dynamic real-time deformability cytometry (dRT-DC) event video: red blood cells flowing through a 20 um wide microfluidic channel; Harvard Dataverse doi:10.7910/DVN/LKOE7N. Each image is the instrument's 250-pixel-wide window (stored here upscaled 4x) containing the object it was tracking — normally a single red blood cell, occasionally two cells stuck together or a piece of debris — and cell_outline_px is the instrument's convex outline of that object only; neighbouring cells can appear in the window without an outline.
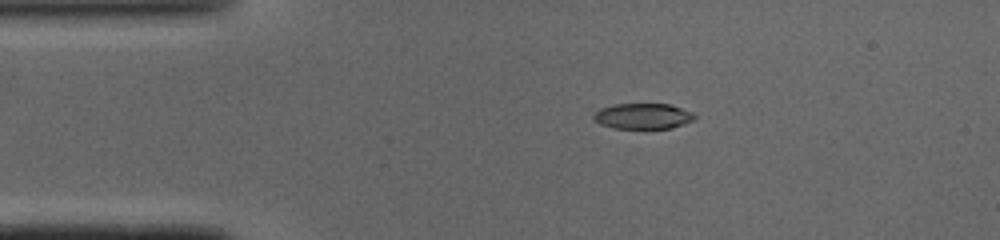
{"species": "common noctule bat (a hibernating species)", "species_latin": "Nyctalus noctula", "temperature_condition": "cold", "stored_images_in_passage": 40, "camera_frame_rate_fps": 3000, "um_per_image_px": 0.085, "animal": {"sex": "male", "body_mass_g": 19.0, "forearm_length_mm": 50.8}, "frame": {"image": 1, "passage_image": 1, "time_ms": 0.0, "image_size_px": [1000, 240], "cell_outline_px": [[696, 116], [692, 120], [684, 124], [672, 128], [616, 128], [600, 124], [592, 120], [592, 116], [600, 108], [616, 104], [668, 104], [692, 112]], "centroid_in_image_um": [54.62, 9.87], "position_along_channel_um": 30.4, "area_um2": 14.97}}
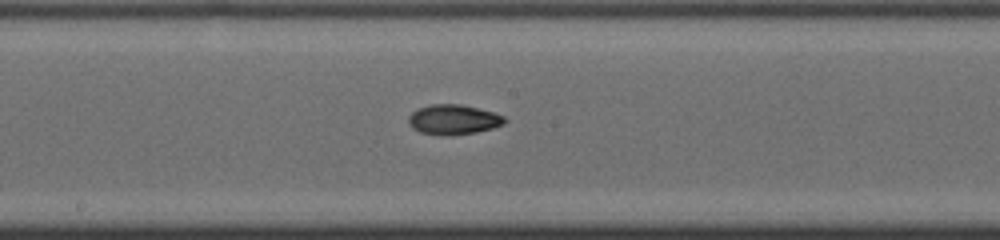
{"frame": {"image": 2, "passage_image": 17, "time_ms": 5.333, "image_size_px": [1000, 240], "cell_outline_px": [[508, 120], [504, 124], [492, 128], [476, 132], [448, 136], [420, 132], [412, 128], [408, 120], [408, 116], [416, 108], [432, 104], [460, 104], [492, 112], [504, 116]], "centroid_in_image_um": [38.53, 10.16], "position_along_channel_um": 209.7, "area_um2": 16.76}}
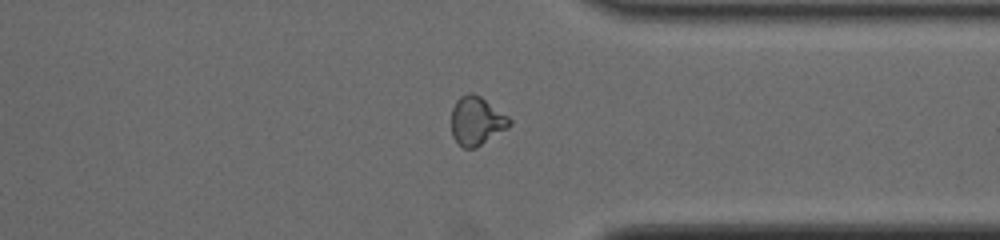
{"frame": {"image": 3, "passage_image": 29, "time_ms": 9.333, "image_size_px": [1000, 240], "cell_outline_px": [[512, 124], [508, 128], [476, 148], [464, 148], [452, 136], [452, 108], [456, 100], [460, 96], [468, 92], [472, 92], [480, 96], [508, 116], [512, 120]], "centroid_in_image_um": [40.52, 10.27], "position_along_channel_um": 370.9, "area_um2": 16.47}, "authors_computed_cell_mechanics": {"area_um2": 16.5019, "velocity_mm_per_s": 4.1155, "shape_relaxation_time_tau1_ms": 4.0921, "shape_relaxation_time_tau2_ms": null, "deformation_change_tau1": 0.1599, "deformation_change_tau2": null}}